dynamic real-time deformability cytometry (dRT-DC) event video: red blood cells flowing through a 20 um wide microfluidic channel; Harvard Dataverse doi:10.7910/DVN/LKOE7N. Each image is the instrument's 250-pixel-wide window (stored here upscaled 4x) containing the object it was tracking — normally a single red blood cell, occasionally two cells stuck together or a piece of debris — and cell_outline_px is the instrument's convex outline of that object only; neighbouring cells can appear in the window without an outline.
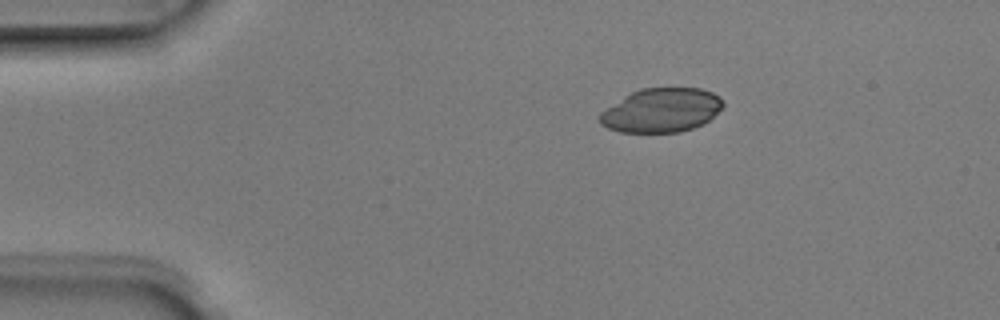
{"species": "Egyptian fruit bat (a non-hibernating species)", "species_latin": "Rousettus aegyptiacus", "temperature_condition": "room temperature", "stored_images_in_passage": 5, "camera_frame_rate_fps": 3000, "um_per_image_px": 0.085, "animal": {"sex": "male"}, "frame": {"image": 1, "passage_image": 1, "time_ms": 0.0, "image_size_px": [1000, 320], "cell_outline_px": [[724, 104], [704, 124], [680, 132], [620, 132], [608, 128], [600, 124], [600, 112], [624, 96], [640, 88], [700, 88], [712, 92], [720, 96]], "centroid_in_image_um": [56.21, 9.37], "position_along_channel_um": 28.8, "area_um2": 31.5}}